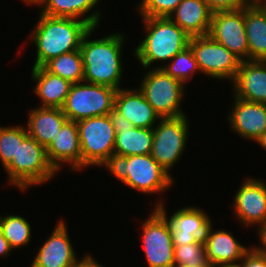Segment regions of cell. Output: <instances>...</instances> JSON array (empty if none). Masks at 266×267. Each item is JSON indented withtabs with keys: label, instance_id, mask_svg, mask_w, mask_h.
Masks as SVG:
<instances>
[{
	"label": "cell",
	"instance_id": "1",
	"mask_svg": "<svg viewBox=\"0 0 266 267\" xmlns=\"http://www.w3.org/2000/svg\"><path fill=\"white\" fill-rule=\"evenodd\" d=\"M91 28L87 22L79 19L40 13L39 21L30 35L37 49L32 68L43 67L61 54L80 50L81 41Z\"/></svg>",
	"mask_w": 266,
	"mask_h": 267
},
{
	"label": "cell",
	"instance_id": "6",
	"mask_svg": "<svg viewBox=\"0 0 266 267\" xmlns=\"http://www.w3.org/2000/svg\"><path fill=\"white\" fill-rule=\"evenodd\" d=\"M82 152V168L105 166L114 161L115 129L109 115L95 116L77 122Z\"/></svg>",
	"mask_w": 266,
	"mask_h": 267
},
{
	"label": "cell",
	"instance_id": "20",
	"mask_svg": "<svg viewBox=\"0 0 266 267\" xmlns=\"http://www.w3.org/2000/svg\"><path fill=\"white\" fill-rule=\"evenodd\" d=\"M114 109L130 121L134 127L154 128L153 125H156V121L161 119L139 89H118L115 95Z\"/></svg>",
	"mask_w": 266,
	"mask_h": 267
},
{
	"label": "cell",
	"instance_id": "27",
	"mask_svg": "<svg viewBox=\"0 0 266 267\" xmlns=\"http://www.w3.org/2000/svg\"><path fill=\"white\" fill-rule=\"evenodd\" d=\"M50 73L68 80L72 84L83 82L84 67L80 50L61 54L43 66Z\"/></svg>",
	"mask_w": 266,
	"mask_h": 267
},
{
	"label": "cell",
	"instance_id": "12",
	"mask_svg": "<svg viewBox=\"0 0 266 267\" xmlns=\"http://www.w3.org/2000/svg\"><path fill=\"white\" fill-rule=\"evenodd\" d=\"M208 35L241 61L248 60L244 7L238 10L214 11Z\"/></svg>",
	"mask_w": 266,
	"mask_h": 267
},
{
	"label": "cell",
	"instance_id": "26",
	"mask_svg": "<svg viewBox=\"0 0 266 267\" xmlns=\"http://www.w3.org/2000/svg\"><path fill=\"white\" fill-rule=\"evenodd\" d=\"M100 0H44L39 7L44 15L53 17L75 18L87 22L97 28L101 20L99 10L85 17L99 3ZM82 19H81V18ZM85 17V18H84Z\"/></svg>",
	"mask_w": 266,
	"mask_h": 267
},
{
	"label": "cell",
	"instance_id": "2",
	"mask_svg": "<svg viewBox=\"0 0 266 267\" xmlns=\"http://www.w3.org/2000/svg\"><path fill=\"white\" fill-rule=\"evenodd\" d=\"M96 28H91L81 41L80 51L83 58V81L120 89L122 61L120 59L125 44V35L110 34L100 39L88 40Z\"/></svg>",
	"mask_w": 266,
	"mask_h": 267
},
{
	"label": "cell",
	"instance_id": "8",
	"mask_svg": "<svg viewBox=\"0 0 266 267\" xmlns=\"http://www.w3.org/2000/svg\"><path fill=\"white\" fill-rule=\"evenodd\" d=\"M186 85L162 68L148 70L138 88L161 118L186 115L181 109Z\"/></svg>",
	"mask_w": 266,
	"mask_h": 267
},
{
	"label": "cell",
	"instance_id": "11",
	"mask_svg": "<svg viewBox=\"0 0 266 267\" xmlns=\"http://www.w3.org/2000/svg\"><path fill=\"white\" fill-rule=\"evenodd\" d=\"M143 250L149 267H174V244L171 226L155 207L142 223Z\"/></svg>",
	"mask_w": 266,
	"mask_h": 267
},
{
	"label": "cell",
	"instance_id": "29",
	"mask_svg": "<svg viewBox=\"0 0 266 267\" xmlns=\"http://www.w3.org/2000/svg\"><path fill=\"white\" fill-rule=\"evenodd\" d=\"M174 267H212L206 255L204 239L174 245Z\"/></svg>",
	"mask_w": 266,
	"mask_h": 267
},
{
	"label": "cell",
	"instance_id": "35",
	"mask_svg": "<svg viewBox=\"0 0 266 267\" xmlns=\"http://www.w3.org/2000/svg\"><path fill=\"white\" fill-rule=\"evenodd\" d=\"M258 234L261 241L260 245L258 247H254L253 249L258 252L259 254L266 256V224L259 226L258 228Z\"/></svg>",
	"mask_w": 266,
	"mask_h": 267
},
{
	"label": "cell",
	"instance_id": "3",
	"mask_svg": "<svg viewBox=\"0 0 266 267\" xmlns=\"http://www.w3.org/2000/svg\"><path fill=\"white\" fill-rule=\"evenodd\" d=\"M146 37L134 49V56L147 70L152 63L170 61L189 46L190 36L168 17H141Z\"/></svg>",
	"mask_w": 266,
	"mask_h": 267
},
{
	"label": "cell",
	"instance_id": "9",
	"mask_svg": "<svg viewBox=\"0 0 266 267\" xmlns=\"http://www.w3.org/2000/svg\"><path fill=\"white\" fill-rule=\"evenodd\" d=\"M187 116L159 119L153 128V142L150 155L170 175L186 148L188 132Z\"/></svg>",
	"mask_w": 266,
	"mask_h": 267
},
{
	"label": "cell",
	"instance_id": "7",
	"mask_svg": "<svg viewBox=\"0 0 266 267\" xmlns=\"http://www.w3.org/2000/svg\"><path fill=\"white\" fill-rule=\"evenodd\" d=\"M72 84L62 111L68 120L79 122L108 115L114 109L117 89L83 81Z\"/></svg>",
	"mask_w": 266,
	"mask_h": 267
},
{
	"label": "cell",
	"instance_id": "19",
	"mask_svg": "<svg viewBox=\"0 0 266 267\" xmlns=\"http://www.w3.org/2000/svg\"><path fill=\"white\" fill-rule=\"evenodd\" d=\"M231 83L235 97L266 104V61H241Z\"/></svg>",
	"mask_w": 266,
	"mask_h": 267
},
{
	"label": "cell",
	"instance_id": "15",
	"mask_svg": "<svg viewBox=\"0 0 266 267\" xmlns=\"http://www.w3.org/2000/svg\"><path fill=\"white\" fill-rule=\"evenodd\" d=\"M235 216L246 226L266 224V184L260 179H246L234 196Z\"/></svg>",
	"mask_w": 266,
	"mask_h": 267
},
{
	"label": "cell",
	"instance_id": "33",
	"mask_svg": "<svg viewBox=\"0 0 266 267\" xmlns=\"http://www.w3.org/2000/svg\"><path fill=\"white\" fill-rule=\"evenodd\" d=\"M214 11L238 10L246 6L244 0H204Z\"/></svg>",
	"mask_w": 266,
	"mask_h": 267
},
{
	"label": "cell",
	"instance_id": "4",
	"mask_svg": "<svg viewBox=\"0 0 266 267\" xmlns=\"http://www.w3.org/2000/svg\"><path fill=\"white\" fill-rule=\"evenodd\" d=\"M108 171L128 187L145 194L164 192L174 182L150 154L114 158Z\"/></svg>",
	"mask_w": 266,
	"mask_h": 267
},
{
	"label": "cell",
	"instance_id": "24",
	"mask_svg": "<svg viewBox=\"0 0 266 267\" xmlns=\"http://www.w3.org/2000/svg\"><path fill=\"white\" fill-rule=\"evenodd\" d=\"M32 80L36 84L34 93L42 100L39 107L62 108L72 83L54 75L44 67L32 68Z\"/></svg>",
	"mask_w": 266,
	"mask_h": 267
},
{
	"label": "cell",
	"instance_id": "5",
	"mask_svg": "<svg viewBox=\"0 0 266 267\" xmlns=\"http://www.w3.org/2000/svg\"><path fill=\"white\" fill-rule=\"evenodd\" d=\"M4 170L8 173V184L23 191L43 184L57 174L48 160L46 148L29 135L18 145L16 157Z\"/></svg>",
	"mask_w": 266,
	"mask_h": 267
},
{
	"label": "cell",
	"instance_id": "42",
	"mask_svg": "<svg viewBox=\"0 0 266 267\" xmlns=\"http://www.w3.org/2000/svg\"><path fill=\"white\" fill-rule=\"evenodd\" d=\"M261 5L266 9V0Z\"/></svg>",
	"mask_w": 266,
	"mask_h": 267
},
{
	"label": "cell",
	"instance_id": "22",
	"mask_svg": "<svg viewBox=\"0 0 266 267\" xmlns=\"http://www.w3.org/2000/svg\"><path fill=\"white\" fill-rule=\"evenodd\" d=\"M213 11L204 0H182L168 17L190 37L209 34Z\"/></svg>",
	"mask_w": 266,
	"mask_h": 267
},
{
	"label": "cell",
	"instance_id": "36",
	"mask_svg": "<svg viewBox=\"0 0 266 267\" xmlns=\"http://www.w3.org/2000/svg\"><path fill=\"white\" fill-rule=\"evenodd\" d=\"M73 267H103L90 255H84L81 260H77L76 264Z\"/></svg>",
	"mask_w": 266,
	"mask_h": 267
},
{
	"label": "cell",
	"instance_id": "17",
	"mask_svg": "<svg viewBox=\"0 0 266 267\" xmlns=\"http://www.w3.org/2000/svg\"><path fill=\"white\" fill-rule=\"evenodd\" d=\"M50 164L58 172L63 164H68L71 170H82V152L77 122L67 120L46 148ZM62 163V164H61Z\"/></svg>",
	"mask_w": 266,
	"mask_h": 267
},
{
	"label": "cell",
	"instance_id": "37",
	"mask_svg": "<svg viewBox=\"0 0 266 267\" xmlns=\"http://www.w3.org/2000/svg\"><path fill=\"white\" fill-rule=\"evenodd\" d=\"M11 251L12 248L10 247L9 242L5 239L2 231L0 230V257H6Z\"/></svg>",
	"mask_w": 266,
	"mask_h": 267
},
{
	"label": "cell",
	"instance_id": "10",
	"mask_svg": "<svg viewBox=\"0 0 266 267\" xmlns=\"http://www.w3.org/2000/svg\"><path fill=\"white\" fill-rule=\"evenodd\" d=\"M189 46L201 73L217 79H229L230 82L234 80L241 60L225 46L209 35L191 37Z\"/></svg>",
	"mask_w": 266,
	"mask_h": 267
},
{
	"label": "cell",
	"instance_id": "25",
	"mask_svg": "<svg viewBox=\"0 0 266 267\" xmlns=\"http://www.w3.org/2000/svg\"><path fill=\"white\" fill-rule=\"evenodd\" d=\"M248 60L266 61V9L262 5L244 6Z\"/></svg>",
	"mask_w": 266,
	"mask_h": 267
},
{
	"label": "cell",
	"instance_id": "41",
	"mask_svg": "<svg viewBox=\"0 0 266 267\" xmlns=\"http://www.w3.org/2000/svg\"><path fill=\"white\" fill-rule=\"evenodd\" d=\"M212 267H238V266L236 265V266H212Z\"/></svg>",
	"mask_w": 266,
	"mask_h": 267
},
{
	"label": "cell",
	"instance_id": "23",
	"mask_svg": "<svg viewBox=\"0 0 266 267\" xmlns=\"http://www.w3.org/2000/svg\"><path fill=\"white\" fill-rule=\"evenodd\" d=\"M28 135L47 148L68 120L62 108L37 107L28 114Z\"/></svg>",
	"mask_w": 266,
	"mask_h": 267
},
{
	"label": "cell",
	"instance_id": "31",
	"mask_svg": "<svg viewBox=\"0 0 266 267\" xmlns=\"http://www.w3.org/2000/svg\"><path fill=\"white\" fill-rule=\"evenodd\" d=\"M28 136L27 128L23 126L0 127V161L6 168L16 157L18 145Z\"/></svg>",
	"mask_w": 266,
	"mask_h": 267
},
{
	"label": "cell",
	"instance_id": "21",
	"mask_svg": "<svg viewBox=\"0 0 266 267\" xmlns=\"http://www.w3.org/2000/svg\"><path fill=\"white\" fill-rule=\"evenodd\" d=\"M212 223L204 237L206 255L212 266H236L250 250L239 243L231 233L222 230L212 231Z\"/></svg>",
	"mask_w": 266,
	"mask_h": 267
},
{
	"label": "cell",
	"instance_id": "14",
	"mask_svg": "<svg viewBox=\"0 0 266 267\" xmlns=\"http://www.w3.org/2000/svg\"><path fill=\"white\" fill-rule=\"evenodd\" d=\"M115 129L114 158L151 153L153 128L134 127L123 115L113 109L109 114Z\"/></svg>",
	"mask_w": 266,
	"mask_h": 267
},
{
	"label": "cell",
	"instance_id": "16",
	"mask_svg": "<svg viewBox=\"0 0 266 267\" xmlns=\"http://www.w3.org/2000/svg\"><path fill=\"white\" fill-rule=\"evenodd\" d=\"M51 236L39 248L30 267H73L78 258L69 238L67 227L60 220Z\"/></svg>",
	"mask_w": 266,
	"mask_h": 267
},
{
	"label": "cell",
	"instance_id": "30",
	"mask_svg": "<svg viewBox=\"0 0 266 267\" xmlns=\"http://www.w3.org/2000/svg\"><path fill=\"white\" fill-rule=\"evenodd\" d=\"M160 66L154 68H162L172 78L178 79L184 84L191 80L195 71L200 72L195 55L190 46L177 53L167 65Z\"/></svg>",
	"mask_w": 266,
	"mask_h": 267
},
{
	"label": "cell",
	"instance_id": "39",
	"mask_svg": "<svg viewBox=\"0 0 266 267\" xmlns=\"http://www.w3.org/2000/svg\"><path fill=\"white\" fill-rule=\"evenodd\" d=\"M265 0H244L246 5H261Z\"/></svg>",
	"mask_w": 266,
	"mask_h": 267
},
{
	"label": "cell",
	"instance_id": "38",
	"mask_svg": "<svg viewBox=\"0 0 266 267\" xmlns=\"http://www.w3.org/2000/svg\"><path fill=\"white\" fill-rule=\"evenodd\" d=\"M261 147L266 149V132L256 141Z\"/></svg>",
	"mask_w": 266,
	"mask_h": 267
},
{
	"label": "cell",
	"instance_id": "32",
	"mask_svg": "<svg viewBox=\"0 0 266 267\" xmlns=\"http://www.w3.org/2000/svg\"><path fill=\"white\" fill-rule=\"evenodd\" d=\"M182 0H142L139 14L142 17H169Z\"/></svg>",
	"mask_w": 266,
	"mask_h": 267
},
{
	"label": "cell",
	"instance_id": "40",
	"mask_svg": "<svg viewBox=\"0 0 266 267\" xmlns=\"http://www.w3.org/2000/svg\"><path fill=\"white\" fill-rule=\"evenodd\" d=\"M24 1V3L26 4H30V5H40L44 0H22Z\"/></svg>",
	"mask_w": 266,
	"mask_h": 267
},
{
	"label": "cell",
	"instance_id": "18",
	"mask_svg": "<svg viewBox=\"0 0 266 267\" xmlns=\"http://www.w3.org/2000/svg\"><path fill=\"white\" fill-rule=\"evenodd\" d=\"M233 98V110L228 115L232 131L256 142L266 132V104Z\"/></svg>",
	"mask_w": 266,
	"mask_h": 267
},
{
	"label": "cell",
	"instance_id": "28",
	"mask_svg": "<svg viewBox=\"0 0 266 267\" xmlns=\"http://www.w3.org/2000/svg\"><path fill=\"white\" fill-rule=\"evenodd\" d=\"M0 230L12 249L26 246L31 240V225L21 215L0 216Z\"/></svg>",
	"mask_w": 266,
	"mask_h": 267
},
{
	"label": "cell",
	"instance_id": "34",
	"mask_svg": "<svg viewBox=\"0 0 266 267\" xmlns=\"http://www.w3.org/2000/svg\"><path fill=\"white\" fill-rule=\"evenodd\" d=\"M238 267H266V256L256 252L253 247L244 255Z\"/></svg>",
	"mask_w": 266,
	"mask_h": 267
},
{
	"label": "cell",
	"instance_id": "13",
	"mask_svg": "<svg viewBox=\"0 0 266 267\" xmlns=\"http://www.w3.org/2000/svg\"><path fill=\"white\" fill-rule=\"evenodd\" d=\"M156 203V208L166 217L171 226L174 245L191 244L204 239L207 229L211 224L210 217L197 207H184L167 218V213L162 201Z\"/></svg>",
	"mask_w": 266,
	"mask_h": 267
}]
</instances>
